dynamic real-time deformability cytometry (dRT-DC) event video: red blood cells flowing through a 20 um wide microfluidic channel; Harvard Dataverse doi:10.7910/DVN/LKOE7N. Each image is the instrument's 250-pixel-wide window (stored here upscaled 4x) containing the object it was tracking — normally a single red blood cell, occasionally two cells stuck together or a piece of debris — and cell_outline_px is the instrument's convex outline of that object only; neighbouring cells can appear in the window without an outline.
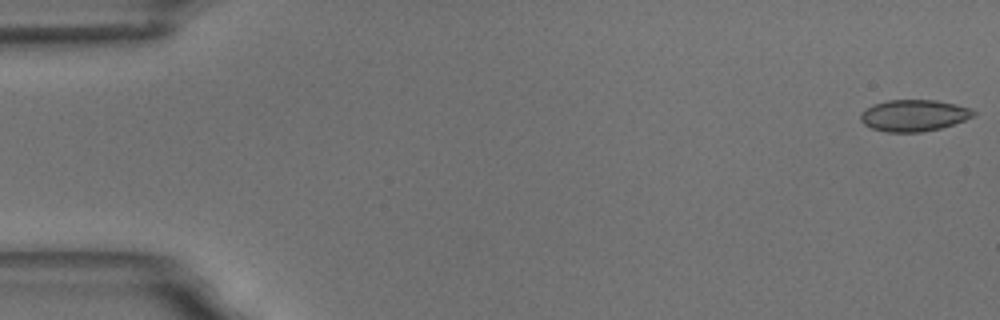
{"species": "common noctule bat (a hibernating species)", "species_latin": "Nyctalus noctula", "temperature_condition": "room temperature", "stored_images_in_passage": 19, "camera_frame_rate_fps": 3000, "um_per_image_px": 0.085, "animal": {"sex": "male", "body_mass_g": 18.8}, "frame": {"image": 1, "passage_image": 1, "time_ms": 0.0, "image_size_px": [1000, 320], "cell_outline_px": [[976, 112], [972, 116], [964, 120], [940, 128], [920, 132], [888, 132], [872, 128], [864, 124], [860, 120], [860, 112], [872, 104], [888, 100], [936, 100], [956, 104], [968, 108]], "centroid_in_image_um": [77.62, 9.8], "position_along_channel_um": 7.4, "area_um2": 20.63}}
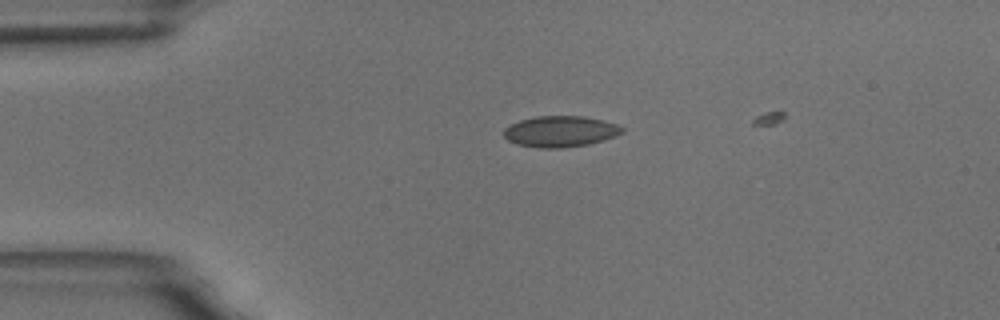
{"frame": {"image": 2, "passage_image": 13, "time_ms": 4.0, "image_size_px": [1000, 320], "cell_outline_px": [[624, 132], [616, 136], [588, 144], [564, 148], [540, 148], [516, 144], [508, 140], [504, 136], [504, 128], [520, 120], [536, 116], [584, 116], [604, 120], [616, 124], [624, 128]], "centroid_in_image_um": [47.64, 11.17], "position_along_channel_um": 37.4, "area_um2": 21.44}}